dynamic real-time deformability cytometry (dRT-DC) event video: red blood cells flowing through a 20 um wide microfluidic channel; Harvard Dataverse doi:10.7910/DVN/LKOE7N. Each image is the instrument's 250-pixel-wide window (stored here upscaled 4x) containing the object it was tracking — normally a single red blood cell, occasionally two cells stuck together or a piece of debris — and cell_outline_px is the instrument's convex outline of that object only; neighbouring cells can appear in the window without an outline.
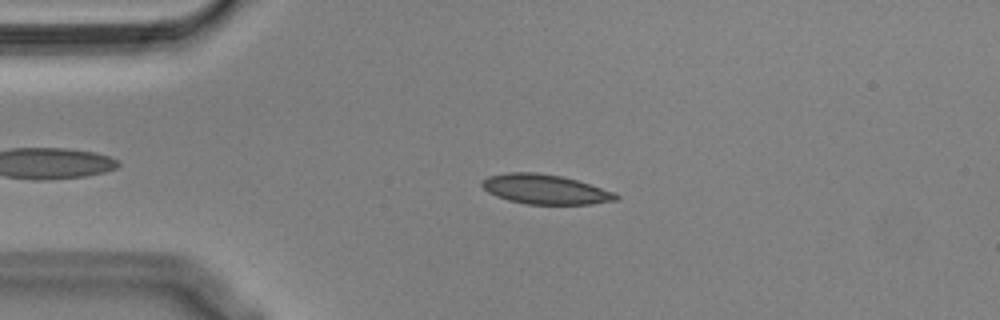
{"species": "Egyptian fruit bat (a non-hibernating species)", "species_latin": "Rousettus aegyptiacus", "temperature_condition": "cold", "stored_images_in_passage": 54, "camera_frame_rate_fps": 3000, "um_per_image_px": 0.085, "animal": {"sex": "male"}, "frame": {"image": 1, "passage_image": 11, "time_ms": 3.333, "image_size_px": [1000, 320], "cell_outline_px": [[620, 196], [616, 200], [592, 204], [528, 204], [508, 200], [496, 196], [488, 192], [480, 184], [488, 176], [508, 172], [536, 172], [564, 176], [616, 192]], "centroid_in_image_um": [46.36, 16.08], "position_along_channel_um": 38.6, "area_um2": 23.24}}
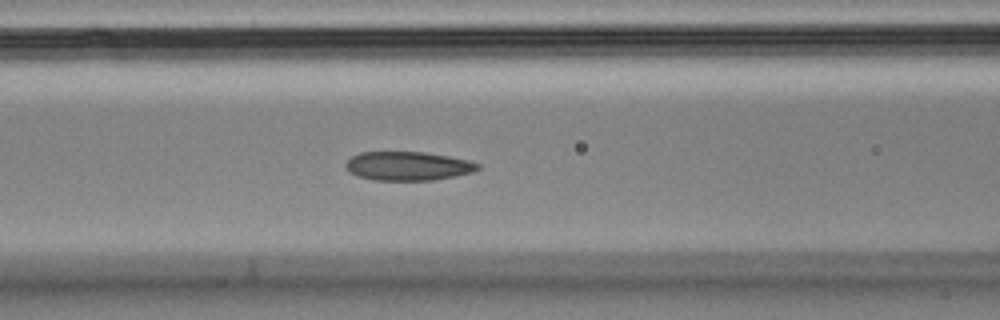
{"frame": {"image": 2, "passage_image": 21, "time_ms": 6.667, "image_size_px": [1000, 320], "cell_outline_px": [[480, 168], [472, 172], [432, 180], [376, 180], [356, 176], [348, 172], [344, 168], [344, 164], [352, 156], [360, 152], [424, 152], [448, 156], [468, 160], [480, 164]], "centroid_in_image_um": [34.62, 14.11], "position_along_channel_um": 132.0, "area_um2": 22.2}}
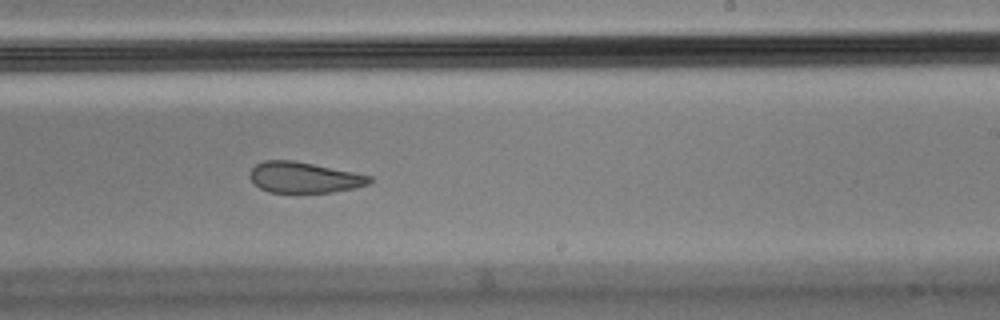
{"frame": {"image": 3, "passage_image": 32, "time_ms": 10.333, "image_size_px": [1000, 320], "cell_outline_px": [[372, 180], [368, 184], [356, 188], [332, 192], [268, 192], [260, 188], [248, 176], [248, 172], [256, 164], [264, 160], [292, 160], [372, 176]], "centroid_in_image_um": [25.82, 15.08], "position_along_channel_um": 263.2, "area_um2": 21.33}, "authors_computed_cell_mechanics": {"area_um2": 22.9755, "velocity_mm_per_s": 3.5841, "shape_relaxation_time_tau1_ms": null, "shape_relaxation_time_tau2_ms": 3.4595, "deformation_change_tau1": null, "deformation_change_tau2": 0.0923}}